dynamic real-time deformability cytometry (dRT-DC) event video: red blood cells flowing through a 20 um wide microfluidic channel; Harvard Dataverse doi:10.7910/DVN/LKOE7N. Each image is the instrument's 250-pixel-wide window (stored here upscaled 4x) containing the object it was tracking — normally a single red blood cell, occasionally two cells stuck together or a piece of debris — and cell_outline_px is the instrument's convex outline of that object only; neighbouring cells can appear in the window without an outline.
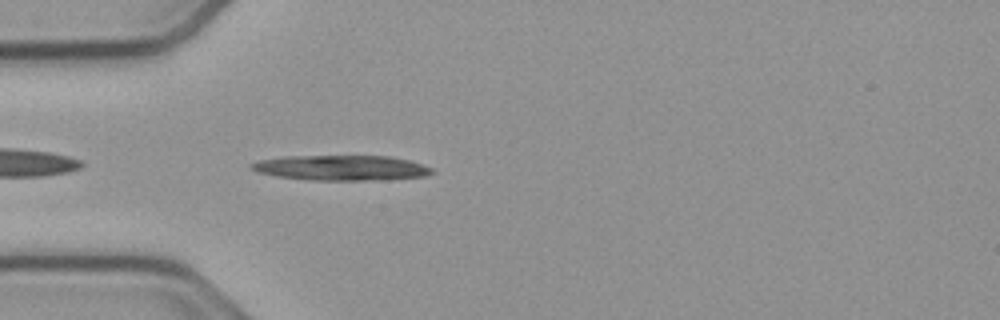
{"species": "common noctule bat (a hibernating species)", "species_latin": "Nyctalus noctula", "temperature_condition": "cold", "stored_images_in_passage": 40, "camera_frame_rate_fps": 3000, "um_per_image_px": 0.085, "animal": {"sex": "male", "body_mass_g": 23.1, "forearm_length_mm": 52.7}, "frame": {"image": 1, "passage_image": 2, "time_ms": 0.333, "image_size_px": [1000, 320], "cell_outline_px": [[436, 172], [424, 176], [364, 180], [312, 180], [276, 176], [256, 172], [248, 168], [248, 164], [260, 160], [284, 156], [392, 156], [408, 160], [432, 168]], "centroid_in_image_um": [28.93, 14.26], "position_along_channel_um": 56.1, "area_um2": 26.36}}
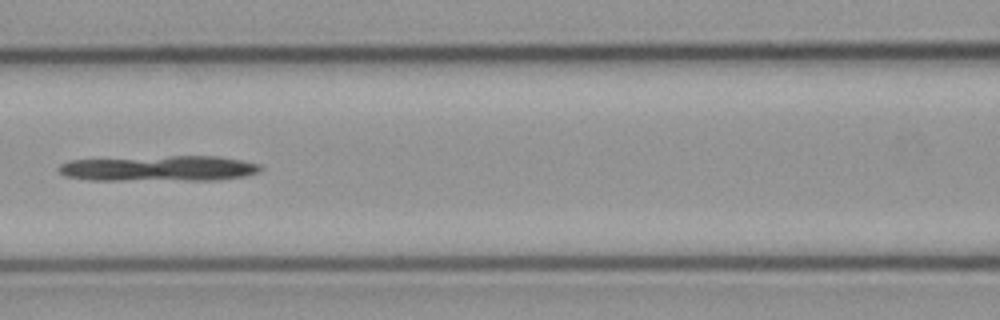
{"frame": {"image": 2, "passage_image": 10, "time_ms": 3.0, "image_size_px": [1000, 320], "cell_outline_px": [[264, 168], [260, 172], [244, 176], [220, 180], [88, 180], [64, 176], [56, 168], [60, 164], [68, 160], [168, 156], [216, 156], [240, 160], [260, 164]], "centroid_in_image_um": [13.52, 14.32], "position_along_channel_um": 153.1, "area_um2": 30.35}}
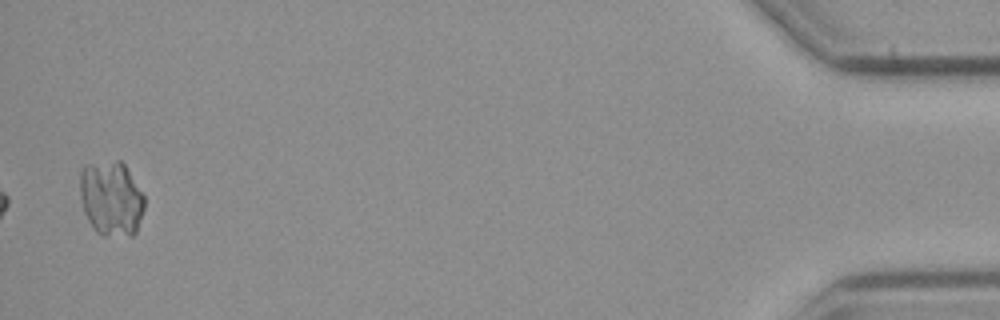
{"frame": {"image": 3, "passage_image": 39, "time_ms": 12.667, "image_size_px": [1000, 320], "cell_outline_px": [[144, 208], [136, 232], [132, 236], [100, 236], [92, 228], [84, 212], [80, 200], [80, 172], [88, 164], [116, 160], [120, 160], [124, 164], [144, 192]], "centroid_in_image_um": [9.46, 16.89], "position_along_channel_um": 425.7, "area_um2": 28.61}}